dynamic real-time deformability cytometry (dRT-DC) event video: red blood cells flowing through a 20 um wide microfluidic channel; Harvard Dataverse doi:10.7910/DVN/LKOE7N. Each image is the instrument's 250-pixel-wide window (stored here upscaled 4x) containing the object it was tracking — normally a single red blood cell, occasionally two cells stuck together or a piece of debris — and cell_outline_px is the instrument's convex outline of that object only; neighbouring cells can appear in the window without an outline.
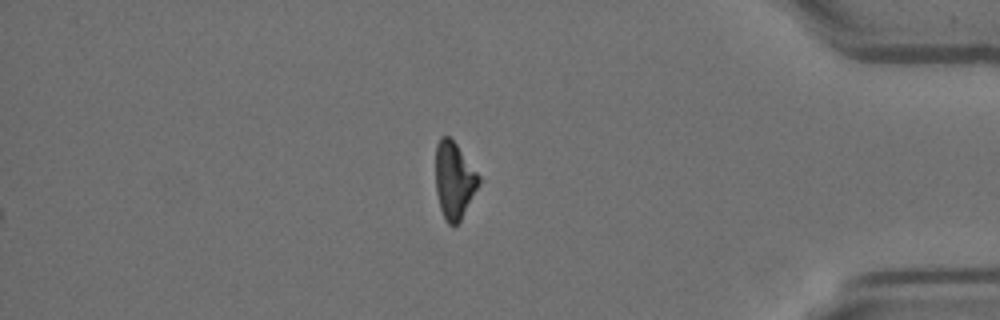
{"species": "Egyptian fruit bat (a non-hibernating species)", "species_latin": "Rousettus aegyptiacus", "temperature_condition": "room temperature", "stored_images_in_passage": 61, "camera_frame_rate_fps": 3000, "um_per_image_px": 0.085, "animal": {"sex": "female"}, "frame": {"image": 1, "passage_image": 61, "time_ms": 20.0, "image_size_px": [1000, 320], "cell_outline_px": [[480, 184], [460, 220], [452, 228], [444, 220], [440, 208], [436, 192], [436, 144], [440, 136], [448, 136], [456, 144], [480, 176]], "centroid_in_image_um": [38.59, 15.35], "position_along_channel_um": 396.6, "area_um2": 19.31}}